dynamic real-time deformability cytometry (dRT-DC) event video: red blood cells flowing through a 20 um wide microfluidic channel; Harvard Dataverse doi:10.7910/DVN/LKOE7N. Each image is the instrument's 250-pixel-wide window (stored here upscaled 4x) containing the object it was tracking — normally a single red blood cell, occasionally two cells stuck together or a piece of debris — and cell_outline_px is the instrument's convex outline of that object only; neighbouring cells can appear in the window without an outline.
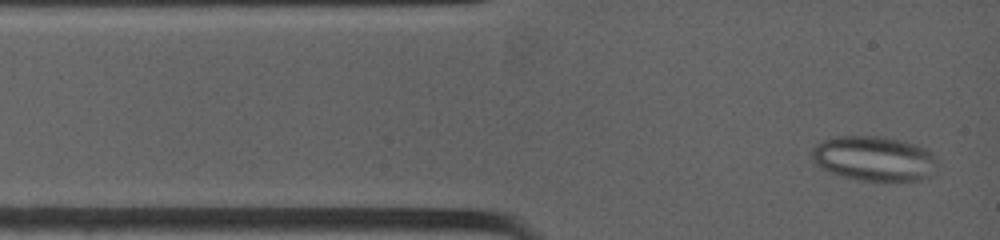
{"species": "common noctule bat (a hibernating species)", "species_latin": "Nyctalus noctula", "temperature_condition": "warm", "stored_images_in_passage": 7, "camera_frame_rate_fps": 4500, "um_per_image_px": 0.085, "animal": {"sex": "female", "body_mass_g": 19.0, "forearm_length_mm": 53.3}, "frame": {"image": 1, "passage_image": 1, "time_ms": 0.0, "image_size_px": [1000, 240], "cell_outline_px": [[936, 160], [932, 176], [920, 180], [860, 180], [828, 172], [820, 168], [812, 160], [812, 148], [820, 140], [832, 136], [880, 136], [904, 140], [916, 144], [932, 152], [936, 156]], "centroid_in_image_um": [74.27, 13.45], "position_along_channel_um": 10.7, "area_um2": 33.06}}
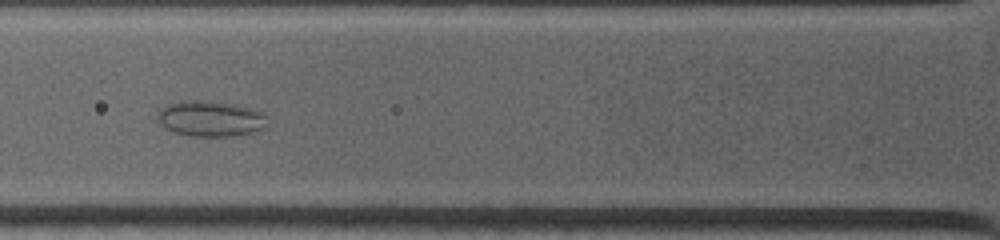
{"frame": {"image": 2, "passage_image": 5, "time_ms": 3.333, "image_size_px": [1000, 240], "cell_outline_px": [[264, 128], [252, 132], [232, 136], [188, 136], [172, 132], [164, 128], [156, 116], [160, 108], [168, 104], [184, 100], [196, 100], [232, 104], [264, 112]], "centroid_in_image_um": [17.81, 10.09], "position_along_channel_um": 108.0, "area_um2": 22.6}}
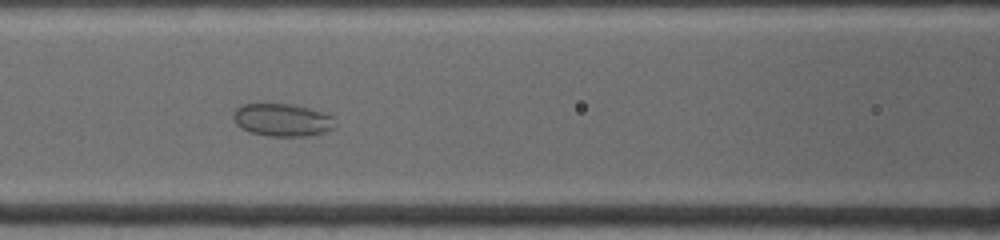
{"frame": {"image": 3, "passage_image": 6, "time_ms": 4.222, "image_size_px": [1000, 240], "cell_outline_px": [[336, 128], [324, 132], [304, 136], [268, 136], [252, 132], [240, 128], [236, 124], [232, 116], [232, 112], [240, 104], [288, 104], [308, 108], [332, 116], [336, 124]], "centroid_in_image_um": [23.96, 10.2], "position_along_channel_um": 142.6, "area_um2": 19.36}}